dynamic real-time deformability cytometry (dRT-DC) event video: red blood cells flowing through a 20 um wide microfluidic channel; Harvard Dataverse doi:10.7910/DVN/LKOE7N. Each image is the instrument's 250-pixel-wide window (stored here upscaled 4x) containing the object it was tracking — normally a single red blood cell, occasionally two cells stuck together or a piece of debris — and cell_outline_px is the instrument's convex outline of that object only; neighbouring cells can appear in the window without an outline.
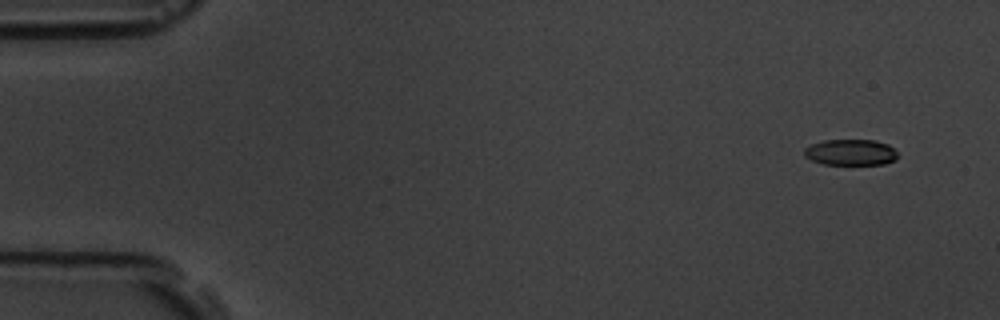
{"species": "common noctule bat (a hibernating species)", "species_latin": "Nyctalus noctula", "temperature_condition": "room temperature", "stored_images_in_passage": 6, "camera_frame_rate_fps": 3000, "um_per_image_px": 0.085, "animal": {"sex": "male", "body_mass_g": 19.5, "forearm_length_mm": 54.6}, "frame": {"image": 1, "passage_image": 1, "time_ms": 0.0, "image_size_px": [1000, 320], "cell_outline_px": [[900, 156], [896, 160], [884, 164], [824, 164], [812, 160], [804, 156], [804, 148], [812, 144], [824, 140], [876, 140], [888, 144]], "centroid_in_image_um": [72.33, 12.94], "position_along_channel_um": 12.7, "area_um2": 14.22}}
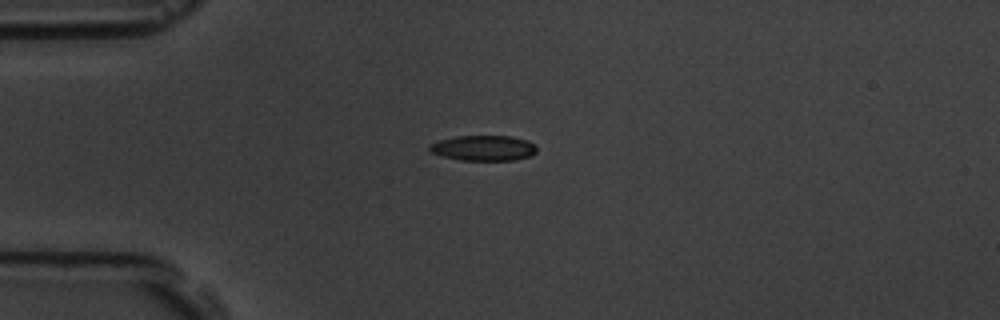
{"frame": {"image": 2, "passage_image": 4, "time_ms": 3.667, "image_size_px": [1000, 320], "cell_outline_px": [[536, 152], [532, 156], [516, 160], [460, 160], [444, 156], [432, 152], [428, 148], [428, 144], [440, 140], [456, 136], [512, 136], [528, 140], [536, 144]], "centroid_in_image_um": [41.15, 12.58], "position_along_channel_um": 43.9, "area_um2": 15.95}}
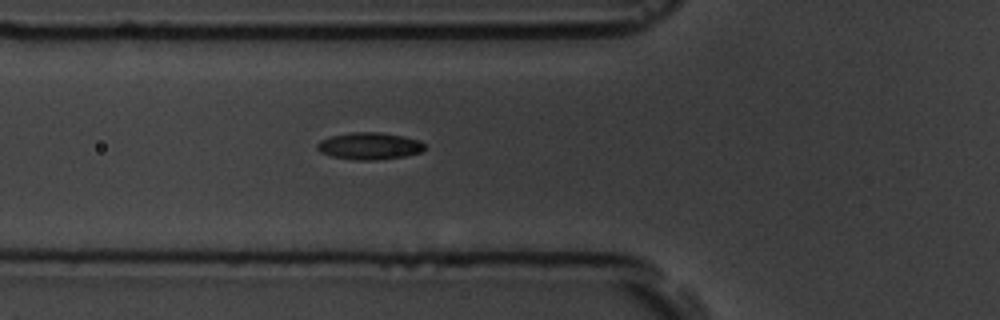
{"frame": {"image": 3, "passage_image": 6, "time_ms": 5.667, "image_size_px": [1000, 320], "cell_outline_px": [[424, 148], [420, 152], [404, 156], [376, 160], [356, 160], [332, 156], [320, 152], [316, 148], [316, 144], [320, 140], [328, 136], [352, 132], [380, 132], [404, 136], [420, 140], [424, 144]], "centroid_in_image_um": [31.37, 12.4], "position_along_channel_um": 94.4, "area_um2": 16.99}}